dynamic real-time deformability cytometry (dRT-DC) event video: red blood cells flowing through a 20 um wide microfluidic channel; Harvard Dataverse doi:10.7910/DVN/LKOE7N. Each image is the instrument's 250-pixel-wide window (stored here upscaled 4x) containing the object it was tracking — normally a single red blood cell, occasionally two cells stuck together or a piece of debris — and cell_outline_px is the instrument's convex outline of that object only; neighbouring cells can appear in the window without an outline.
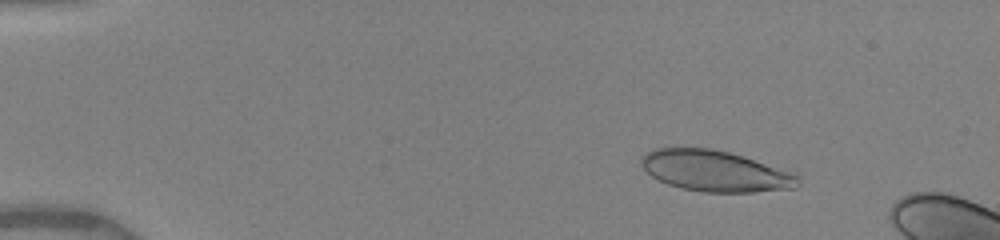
{"species": "human", "species_latin": "Homo sapiens", "temperature_condition": "warm", "stored_images_in_passage": 54, "camera_frame_rate_fps": 3000, "um_per_image_px": 0.085, "donor": {"sex": "female"}, "frame": {"image": 1, "passage_image": 6, "time_ms": 1.667, "image_size_px": [1000, 240], "cell_outline_px": [[800, 184], [796, 188], [752, 192], [704, 192], [680, 188], [668, 184], [652, 176], [640, 164], [640, 156], [656, 148], [712, 148], [728, 152], [792, 172], [800, 176]], "centroid_in_image_um": [60.79, 14.54], "position_along_channel_um": 24.2, "area_um2": 37.22}}
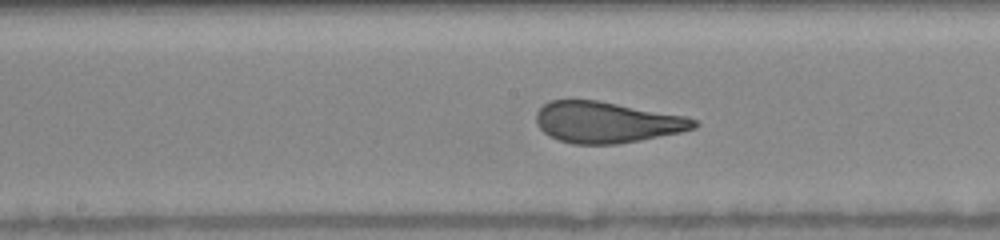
{"frame": {"image": 2, "passage_image": 28, "time_ms": 8.333, "image_size_px": [1000, 240], "cell_outline_px": [[700, 124], [696, 128], [680, 132], [640, 140], [616, 144], [572, 144], [548, 136], [536, 124], [536, 112], [548, 100], [600, 100], [688, 116], [696, 120]], "centroid_in_image_um": [51.59, 10.38], "position_along_channel_um": 196.6, "area_um2": 38.15}}
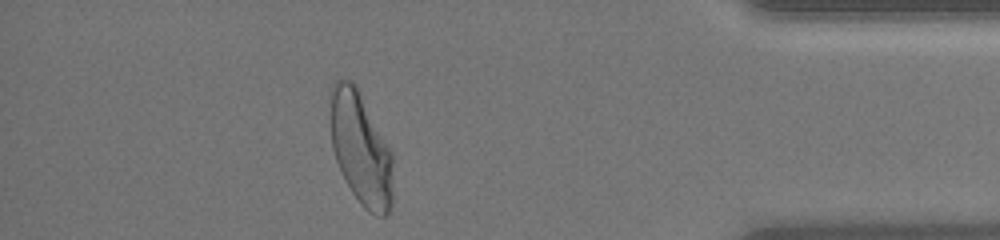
{"frame": {"image": 3, "passage_image": 48, "time_ms": 14.333, "image_size_px": [1000, 240], "cell_outline_px": [[392, 204], [388, 216], [376, 216], [368, 212], [360, 204], [344, 180], [336, 160], [332, 148], [328, 96], [328, 92], [332, 84], [340, 76], [352, 80], [356, 84], [392, 152]], "centroid_in_image_um": [30.63, 12.58], "position_along_channel_um": 404.6, "area_um2": 42.19}}